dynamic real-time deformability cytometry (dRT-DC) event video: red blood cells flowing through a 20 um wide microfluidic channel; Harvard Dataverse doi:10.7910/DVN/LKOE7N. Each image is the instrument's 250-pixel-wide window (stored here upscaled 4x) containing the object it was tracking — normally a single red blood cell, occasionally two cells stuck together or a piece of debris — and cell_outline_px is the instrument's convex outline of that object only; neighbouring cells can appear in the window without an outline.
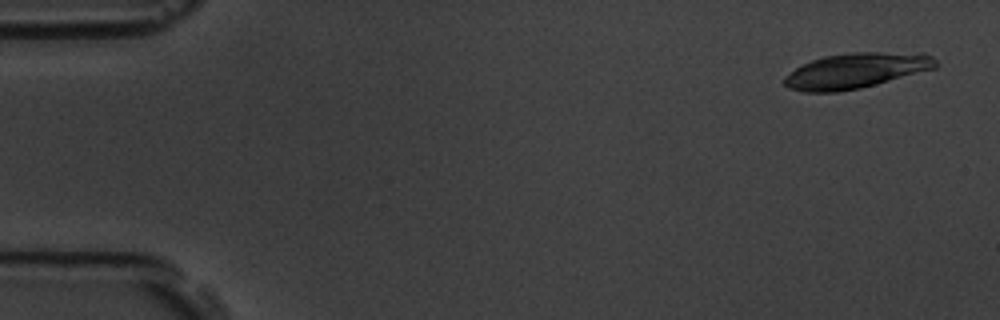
{"species": "common noctule bat (a hibernating species)", "species_latin": "Nyctalus noctula", "temperature_condition": "room temperature", "stored_images_in_passage": 5, "camera_frame_rate_fps": 3000, "um_per_image_px": 0.085, "animal": {"sex": "male", "body_mass_g": 19.5, "forearm_length_mm": 54.6}, "frame": {"image": 1, "passage_image": 1, "time_ms": 0.0, "image_size_px": [1000, 320], "cell_outline_px": [[936, 68], [860, 88], [840, 92], [804, 92], [788, 88], [784, 84], [784, 76], [796, 68], [812, 60], [824, 56], [852, 52], [924, 52], [932, 56], [936, 60]], "centroid_in_image_um": [72.78, 6.0], "position_along_channel_um": 12.2, "area_um2": 31.21}}